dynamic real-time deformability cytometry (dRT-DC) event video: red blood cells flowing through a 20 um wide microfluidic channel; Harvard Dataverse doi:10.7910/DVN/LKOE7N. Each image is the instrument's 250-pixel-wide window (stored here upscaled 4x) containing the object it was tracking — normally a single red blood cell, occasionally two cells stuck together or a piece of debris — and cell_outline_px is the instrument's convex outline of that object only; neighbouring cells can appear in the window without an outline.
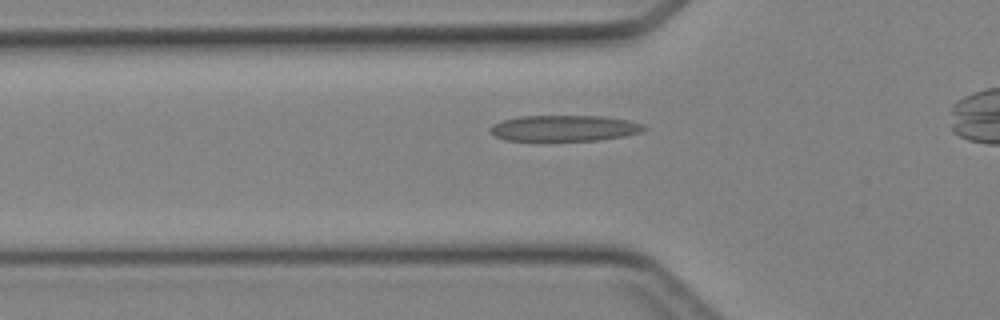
{"species": "Egyptian fruit bat (a non-hibernating species)", "species_latin": "Rousettus aegyptiacus", "temperature_condition": "cold", "stored_images_in_passage": 34, "camera_frame_rate_fps": 3000, "um_per_image_px": 0.085, "animal": {"sex": "female"}, "frame": {"image": 1, "passage_image": 10, "time_ms": 3.0, "image_size_px": [1000, 320], "cell_outline_px": [[648, 128], [640, 132], [624, 136], [600, 140], [504, 140], [488, 132], [488, 128], [492, 124], [500, 120], [520, 116], [604, 116], [628, 120], [644, 124]], "centroid_in_image_um": [47.94, 10.89], "position_along_channel_um": 77.9, "area_um2": 23.41}}
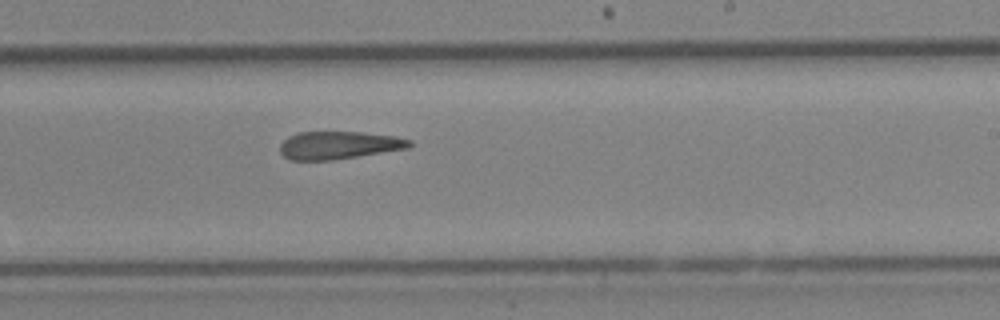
{"frame": {"image": 2, "passage_image": 22, "time_ms": 7.0, "image_size_px": [1000, 320], "cell_outline_px": [[412, 144], [408, 148], [332, 160], [288, 160], [280, 152], [280, 144], [288, 136], [300, 132], [360, 132], [396, 136], [412, 140]], "centroid_in_image_um": [28.78, 12.34], "position_along_channel_um": 260.2, "area_um2": 20.92}}
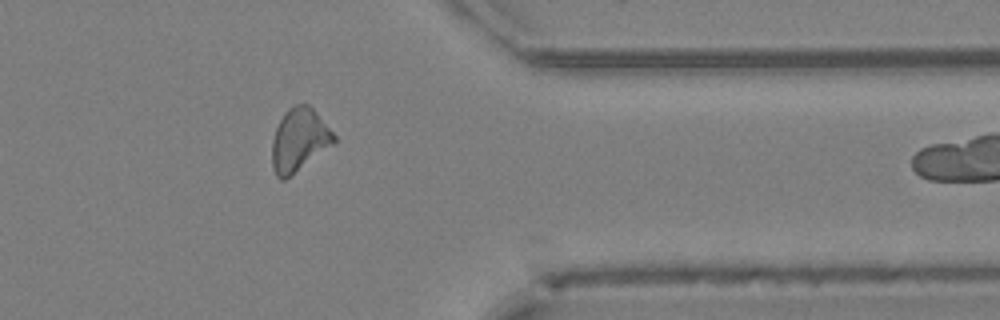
{"frame": {"image": 3, "passage_image": 31, "time_ms": 10.0, "image_size_px": [1000, 320], "cell_outline_px": [[336, 140], [332, 144], [284, 180], [280, 180], [276, 176], [272, 168], [272, 140], [276, 128], [284, 112], [288, 108], [296, 104], [308, 104], [316, 112], [336, 136]], "centroid_in_image_um": [25.39, 11.88], "position_along_channel_um": 386.0, "area_um2": 22.31}}